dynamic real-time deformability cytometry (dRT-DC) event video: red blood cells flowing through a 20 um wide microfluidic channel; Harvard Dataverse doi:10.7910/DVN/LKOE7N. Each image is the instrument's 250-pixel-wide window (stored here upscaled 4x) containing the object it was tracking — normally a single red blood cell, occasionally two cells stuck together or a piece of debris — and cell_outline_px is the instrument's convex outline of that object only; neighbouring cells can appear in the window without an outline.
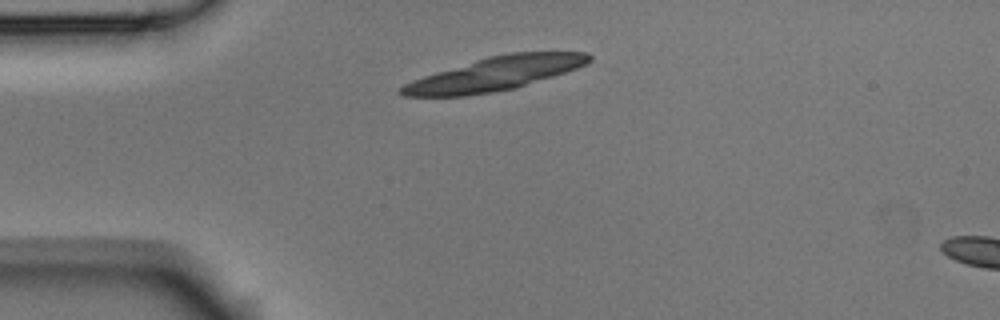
{"species": "Egyptian fruit bat (a non-hibernating species)", "species_latin": "Rousettus aegyptiacus", "temperature_condition": "room temperature", "stored_images_in_passage": 6, "camera_frame_rate_fps": 3000, "um_per_image_px": 0.085, "animal": {"sex": "male"}, "frame": {"image": 1, "passage_image": 1, "time_ms": 0.0, "image_size_px": [1000, 320], "cell_outline_px": [[592, 60], [576, 68], [516, 88], [492, 92], [464, 96], [404, 96], [396, 92], [404, 84], [412, 80], [436, 72], [488, 56], [508, 52], [588, 52], [592, 56]], "centroid_in_image_um": [42.05, 6.27], "position_along_channel_um": 43.0, "area_um2": 36.41}}